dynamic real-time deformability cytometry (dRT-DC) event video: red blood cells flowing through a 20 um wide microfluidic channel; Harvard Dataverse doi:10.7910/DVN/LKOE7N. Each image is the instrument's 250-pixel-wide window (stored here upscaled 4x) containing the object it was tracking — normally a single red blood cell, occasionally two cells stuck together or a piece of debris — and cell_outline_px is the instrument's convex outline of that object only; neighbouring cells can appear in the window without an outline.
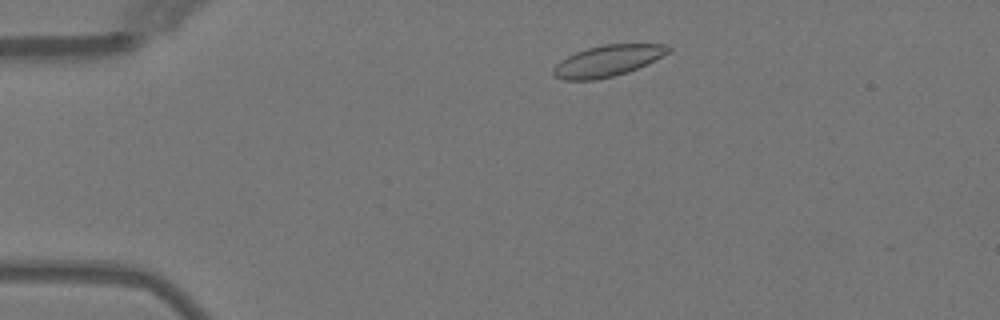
{"species": "Egyptian fruit bat (a non-hibernating species)", "species_latin": "Rousettus aegyptiacus", "temperature_condition": "warm", "stored_images_in_passage": 43, "camera_frame_rate_fps": 3000, "um_per_image_px": 0.085, "animal": {"sex": "female"}, "frame": {"image": 1, "passage_image": 5, "time_ms": 1.333, "image_size_px": [1000, 320], "cell_outline_px": [[672, 48], [668, 52], [628, 72], [596, 80], [564, 80], [556, 76], [552, 72], [552, 68], [560, 60], [576, 52], [588, 48], [604, 44], [668, 44]], "centroid_in_image_um": [51.6, 5.17], "position_along_channel_um": 33.4, "area_um2": 20.58}}
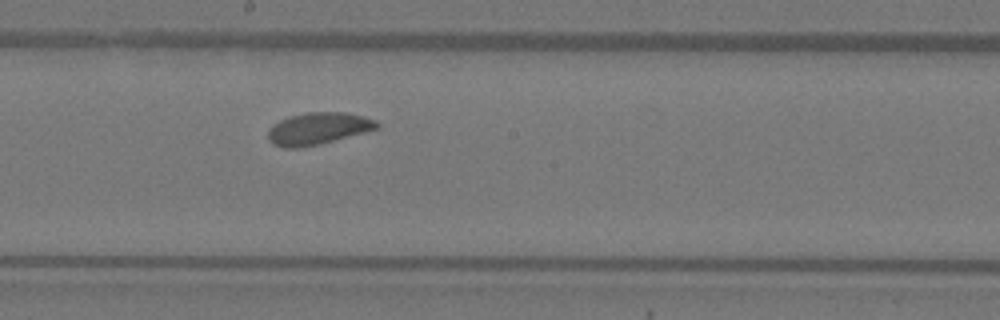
{"frame": {"image": 2, "passage_image": 23, "time_ms": 7.333, "image_size_px": [1000, 320], "cell_outline_px": [[380, 124], [376, 128], [332, 140], [316, 144], [296, 148], [284, 148], [272, 144], [268, 140], [268, 128], [272, 124], [288, 116], [304, 112], [344, 112], [364, 116], [376, 120]], "centroid_in_image_um": [26.95, 10.9], "position_along_channel_um": 221.2, "area_um2": 20.06}}
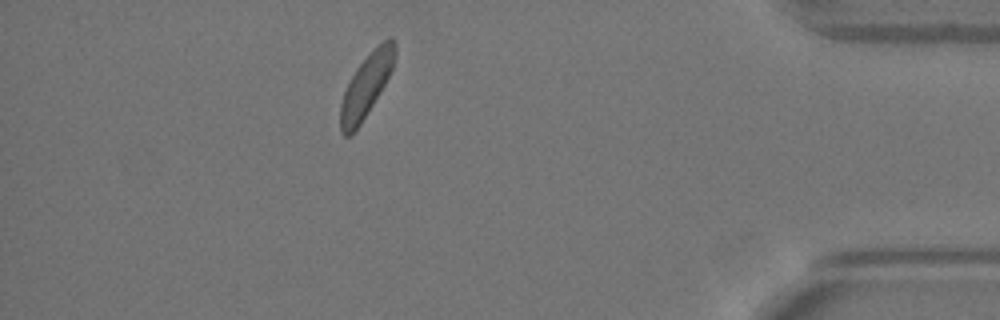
{"frame": {"image": 3, "passage_image": 40, "time_ms": 13.0, "image_size_px": [1000, 320], "cell_outline_px": [[396, 56], [392, 68], [380, 92], [360, 124], [352, 136], [344, 136], [340, 132], [340, 104], [344, 92], [356, 68], [388, 36], [392, 36], [396, 48]], "centroid_in_image_um": [31.11, 7.32], "position_along_channel_um": 404.1, "area_um2": 19.54}, "authors_computed_cell_mechanics": {"area_um2": 20.3456, "velocity_mm_per_s": 3.9895, "shape_relaxation_time_tau1_ms": 3.7888, "shape_relaxation_time_tau2_ms": 2.6819, "deformation_change_tau1": 0.1033, "deformation_change_tau2": 0.0653}}